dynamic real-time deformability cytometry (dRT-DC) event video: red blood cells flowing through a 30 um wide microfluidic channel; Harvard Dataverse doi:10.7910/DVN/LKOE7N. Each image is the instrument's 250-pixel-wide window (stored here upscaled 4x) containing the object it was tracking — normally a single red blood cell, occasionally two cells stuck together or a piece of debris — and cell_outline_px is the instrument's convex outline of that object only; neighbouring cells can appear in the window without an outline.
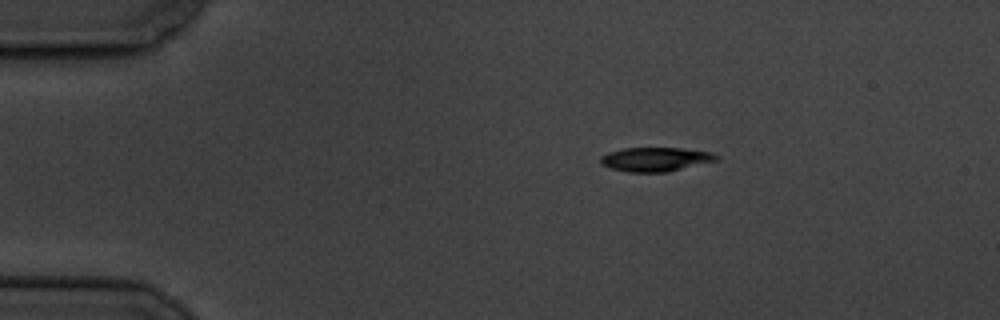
{"species": "common noctule bat (a hibernating species)", "species_latin": "Nyctalus noctula", "temperature_condition": "cold", "stored_images_in_passage": 57, "camera_frame_rate_fps": 3000, "um_per_image_px": 0.085, "animal": {"sex": "male", "body_mass_g": 19.5, "forearm_length_mm": 54.6}, "frame": {"image": 1, "passage_image": 10, "time_ms": 3.0, "image_size_px": [1000, 320], "cell_outline_px": [[720, 156], [716, 160], [668, 172], [628, 172], [612, 168], [600, 164], [600, 156], [608, 152], [624, 148], [680, 148], [712, 152]], "centroid_in_image_um": [55.7, 13.54], "position_along_channel_um": 29.3, "area_um2": 16.18}}
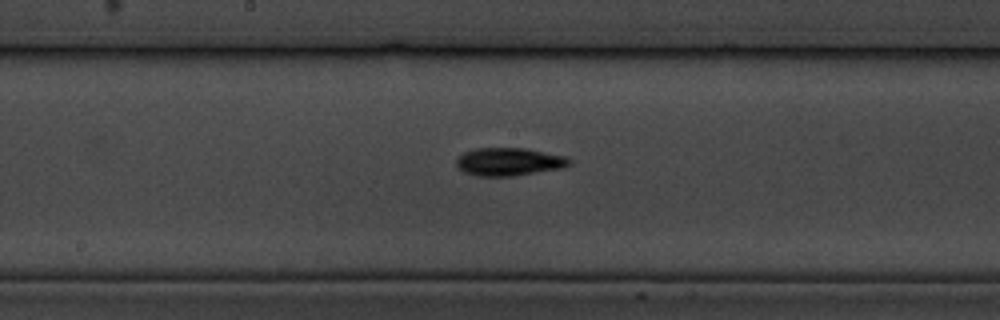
{"frame": {"image": 2, "passage_image": 30, "time_ms": 9.667, "image_size_px": [1000, 320], "cell_outline_px": [[572, 164], [564, 168], [512, 176], [476, 176], [464, 172], [456, 168], [456, 160], [464, 152], [476, 148], [524, 148], [568, 156], [572, 160]], "centroid_in_image_um": [43.3, 13.75], "position_along_channel_um": 204.9, "area_um2": 18.67}}
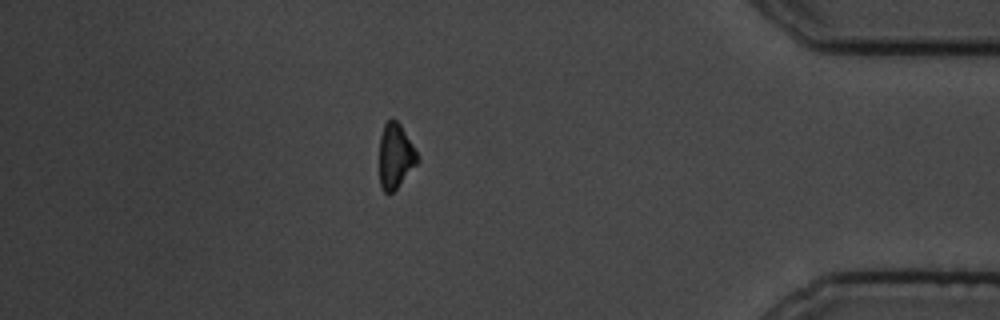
{"frame": {"image": 3, "passage_image": 50, "time_ms": 16.333, "image_size_px": [1000, 320], "cell_outline_px": [[420, 160], [396, 188], [392, 192], [384, 192], [380, 184], [380, 136], [384, 124], [388, 120], [396, 120], [400, 124], [416, 152]], "centroid_in_image_um": [33.6, 13.26], "position_along_channel_um": 401.6, "area_um2": 13.99}, "authors_computed_cell_mechanics": {"area_um2": 16.473, "velocity_mm_per_s": 3.4953, "shape_relaxation_time_tau1_ms": 1.9514, "shape_relaxation_time_tau2_ms": null, "deformation_change_tau1": 0.0988, "deformation_change_tau2": null}}